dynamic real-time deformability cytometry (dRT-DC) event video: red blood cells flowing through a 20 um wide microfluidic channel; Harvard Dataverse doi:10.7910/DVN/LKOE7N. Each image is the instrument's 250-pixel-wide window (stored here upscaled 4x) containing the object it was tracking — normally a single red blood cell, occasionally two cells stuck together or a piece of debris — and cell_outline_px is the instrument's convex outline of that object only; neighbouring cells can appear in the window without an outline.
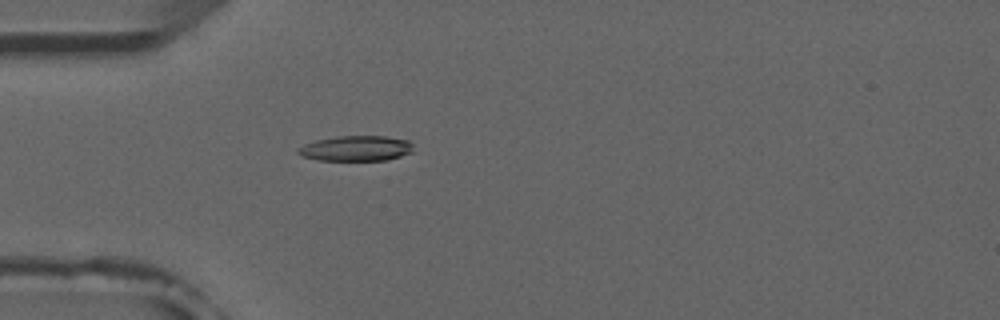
{"species": "common noctule bat (a hibernating species)", "species_latin": "Nyctalus noctula", "temperature_condition": "room temperature", "stored_images_in_passage": 5, "camera_frame_rate_fps": 3000, "um_per_image_px": 0.085, "animal": {"sex": "male", "forearm_length_mm": 52.5}, "frame": {"image": 1, "passage_image": 5, "time_ms": 4.667, "image_size_px": [1000, 320], "cell_outline_px": [[412, 152], [388, 160], [320, 160], [300, 156], [296, 152], [296, 148], [304, 144], [316, 140], [336, 136], [384, 136], [408, 140], [412, 144]], "centroid_in_image_um": [30.22, 12.61], "position_along_channel_um": 54.8, "area_um2": 17.05}}